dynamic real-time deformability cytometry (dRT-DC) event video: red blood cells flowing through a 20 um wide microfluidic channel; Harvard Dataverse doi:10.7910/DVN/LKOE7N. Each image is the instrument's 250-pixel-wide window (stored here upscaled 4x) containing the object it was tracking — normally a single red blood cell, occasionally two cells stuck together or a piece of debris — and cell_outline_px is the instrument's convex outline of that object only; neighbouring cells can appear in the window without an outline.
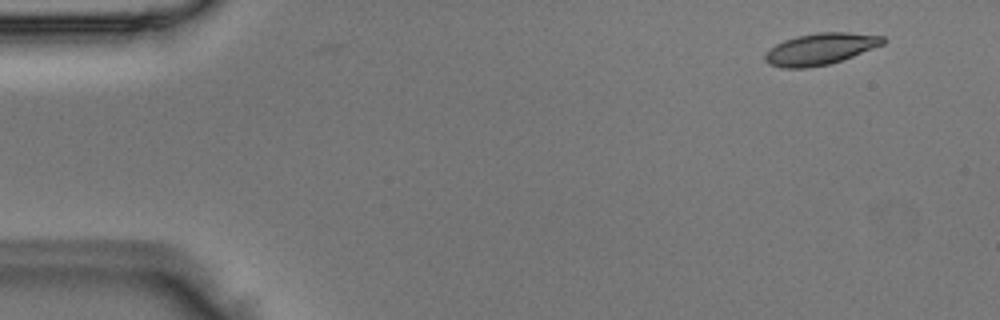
{"species": "Egyptian fruit bat (a non-hibernating species)", "species_latin": "Rousettus aegyptiacus", "temperature_condition": "room temperature", "stored_images_in_passage": 6, "camera_frame_rate_fps": 3000, "um_per_image_px": 0.085, "animal": {"sex": "male"}, "frame": {"image": 1, "passage_image": 2, "time_ms": 0.333, "image_size_px": [1000, 320], "cell_outline_px": [[888, 40], [884, 44], [852, 56], [828, 64], [808, 68], [780, 68], [768, 64], [764, 60], [764, 52], [776, 44], [784, 40], [796, 36], [816, 32], [848, 32], [884, 36]], "centroid_in_image_um": [69.7, 4.16], "position_along_channel_um": 15.3, "area_um2": 21.85}}
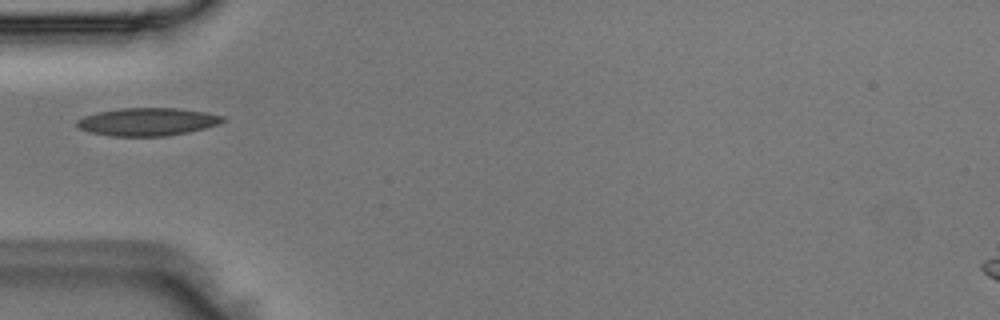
{"frame": {"image": 2, "passage_image": 5, "time_ms": 1.333, "image_size_px": [1000, 320], "cell_outline_px": [[228, 120], [204, 128], [188, 132], [168, 136], [112, 136], [88, 132], [80, 128], [76, 124], [76, 120], [84, 116], [100, 112], [120, 108], [176, 108], [208, 112], [224, 116]], "centroid_in_image_um": [12.56, 10.35], "position_along_channel_um": 72.4, "area_um2": 23.7}}
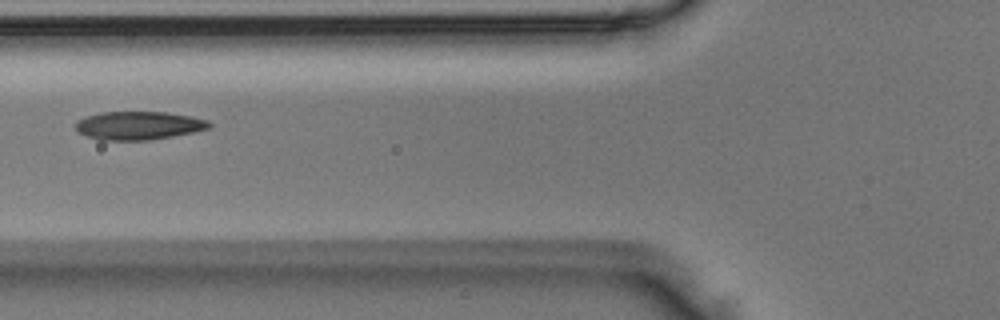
{"frame": {"image": 3, "passage_image": 6, "time_ms": 1.667, "image_size_px": [1000, 320], "cell_outline_px": [[212, 124], [208, 128], [192, 132], [172, 136], [148, 140], [100, 140], [76, 132], [76, 120], [84, 116], [100, 112], [168, 112], [192, 116], [208, 120]], "centroid_in_image_um": [11.75, 10.66], "position_along_channel_um": 114.1, "area_um2": 22.14}}